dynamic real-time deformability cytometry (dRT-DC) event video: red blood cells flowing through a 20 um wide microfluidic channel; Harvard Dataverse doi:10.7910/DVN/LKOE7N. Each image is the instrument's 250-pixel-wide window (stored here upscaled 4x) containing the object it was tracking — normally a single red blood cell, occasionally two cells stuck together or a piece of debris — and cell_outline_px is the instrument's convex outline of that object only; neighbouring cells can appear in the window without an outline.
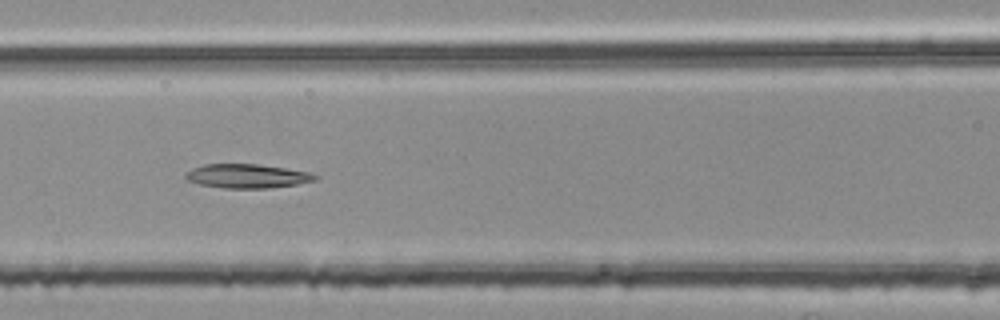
{"species": "common noctule bat (a hibernating species)", "species_latin": "Nyctalus noctula", "temperature_condition": "room temperature", "stored_images_in_passage": 50, "segment_of_instrument_passage": [2, 2], "camera_frame_rate_fps": 3000, "um_per_image_px": 0.085, "animal": {"sex": "female", "body_mass_g": 25.1}, "frame": {"image": 1, "passage_image": 20, "time_ms": 6.333, "image_size_px": [1000, 320], "cell_outline_px": [[320, 176], [316, 180], [296, 184], [268, 188], [220, 188], [200, 184], [188, 180], [184, 176], [192, 168], [204, 164], [256, 164], [284, 168], [308, 172]], "centroid_in_image_um": [21.0, 14.97], "position_along_channel_um": 145.6, "area_um2": 17.98}}
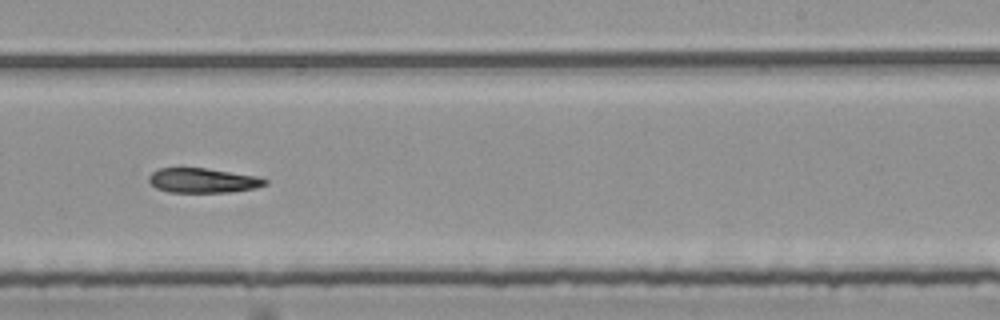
{"frame": {"image": 2, "passage_image": 30, "time_ms": 9.667, "image_size_px": [1000, 320], "cell_outline_px": [[268, 184], [256, 188], [228, 192], [168, 192], [156, 188], [148, 180], [148, 176], [152, 172], [160, 168], [180, 164], [256, 176], [268, 180]], "centroid_in_image_um": [17.17, 15.3], "position_along_channel_um": 271.8, "area_um2": 17.28}}
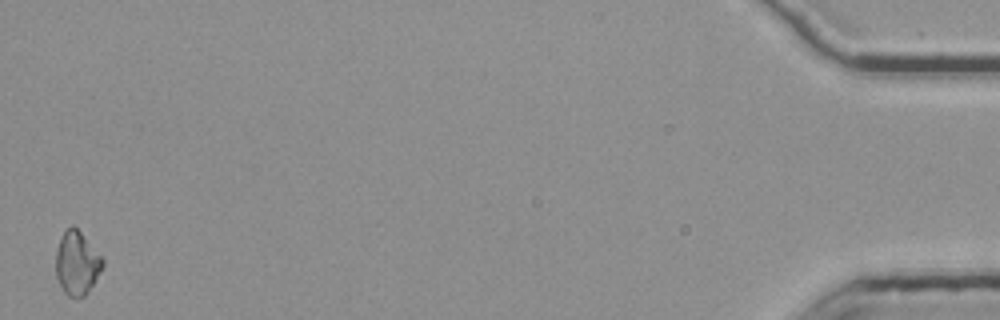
{"frame": {"image": 3, "passage_image": 50, "time_ms": 16.333, "image_size_px": [1000, 320], "cell_outline_px": [[104, 264], [100, 272], [84, 296], [68, 296], [64, 292], [56, 276], [56, 248], [64, 232], [72, 224], [80, 232], [104, 260]], "centroid_in_image_um": [6.52, 22.36], "position_along_channel_um": 428.7, "area_um2": 16.82}}